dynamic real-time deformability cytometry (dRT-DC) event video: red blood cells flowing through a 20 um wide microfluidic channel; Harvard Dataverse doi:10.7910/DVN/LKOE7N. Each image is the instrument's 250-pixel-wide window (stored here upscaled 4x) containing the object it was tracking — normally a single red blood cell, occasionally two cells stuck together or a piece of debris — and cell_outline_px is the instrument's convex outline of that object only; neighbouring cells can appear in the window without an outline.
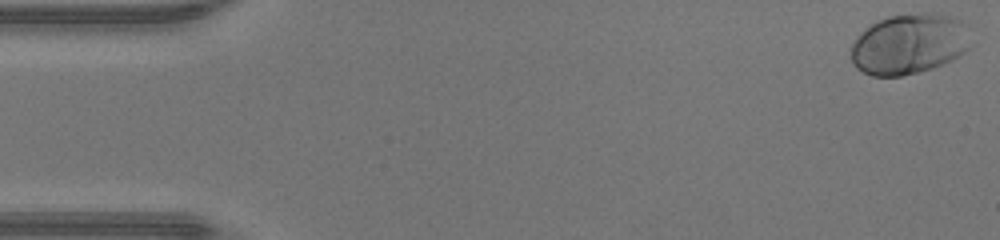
{"species": "human", "species_latin": "Homo sapiens", "temperature_condition": "warm", "stored_images_in_passage": 48, "camera_frame_rate_fps": 3000, "um_per_image_px": 0.085, "donor": {"sex": "male"}, "frame": {"image": 1, "passage_image": 1, "time_ms": 0.0, "image_size_px": [1000, 240], "cell_outline_px": [[968, 48], [964, 52], [932, 68], [900, 76], [872, 76], [856, 68], [852, 64], [852, 44], [860, 32], [872, 24], [888, 16], [928, 12], [936, 12], [960, 20], [968, 24]], "centroid_in_image_um": [77.25, 3.72], "position_along_channel_um": 7.7, "area_um2": 41.85}}
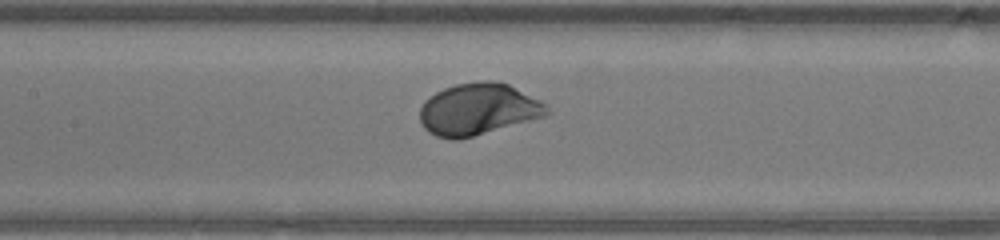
{"frame": {"image": 2, "passage_image": 22, "time_ms": 7.0, "image_size_px": [1000, 240], "cell_outline_px": [[552, 112], [544, 116], [472, 136], [456, 140], [452, 140], [436, 136], [428, 132], [424, 128], [420, 120], [420, 108], [424, 100], [436, 92], [444, 88], [456, 84], [480, 80], [492, 80], [508, 84], [548, 104]], "centroid_in_image_um": [40.63, 9.27], "position_along_channel_um": 166.8, "area_um2": 38.26}}
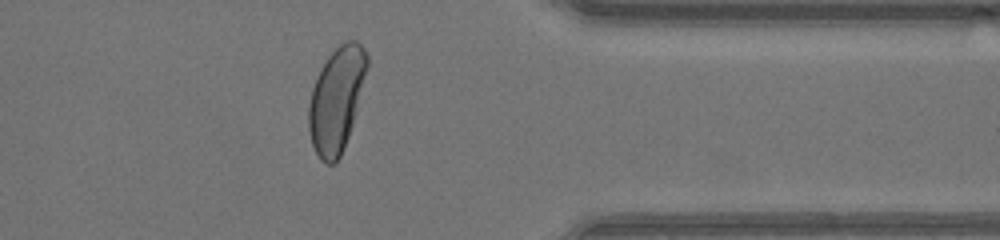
{"frame": {"image": 3, "passage_image": 38, "time_ms": 12.333, "image_size_px": [1000, 240], "cell_outline_px": [[368, 64], [352, 124], [348, 136], [340, 156], [332, 164], [328, 164], [320, 160], [312, 144], [308, 128], [308, 108], [312, 88], [328, 56], [340, 44], [348, 40], [356, 40], [364, 48], [368, 56]], "centroid_in_image_um": [28.59, 8.46], "position_along_channel_um": 382.8, "area_um2": 34.85}, "authors_computed_cell_mechanics": {"area_um2": 37.4833, "velocity_mm_per_s": 4.3386, "shape_relaxation_time_tau1_ms": 1.4358, "shape_relaxation_time_tau2_ms": null, "deformation_change_tau1": 0.1496, "deformation_change_tau2": null}}